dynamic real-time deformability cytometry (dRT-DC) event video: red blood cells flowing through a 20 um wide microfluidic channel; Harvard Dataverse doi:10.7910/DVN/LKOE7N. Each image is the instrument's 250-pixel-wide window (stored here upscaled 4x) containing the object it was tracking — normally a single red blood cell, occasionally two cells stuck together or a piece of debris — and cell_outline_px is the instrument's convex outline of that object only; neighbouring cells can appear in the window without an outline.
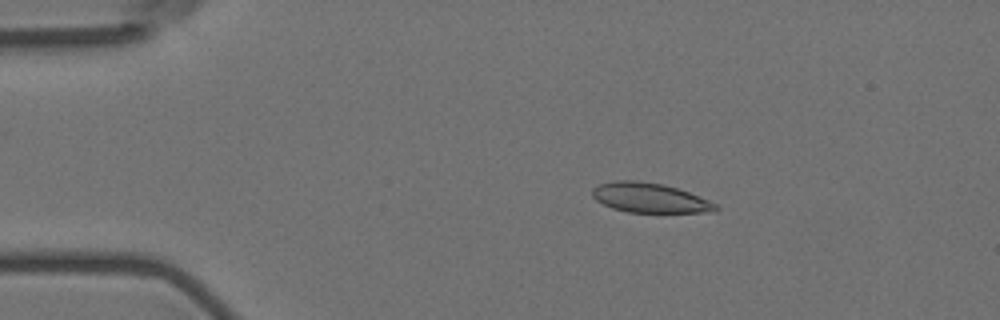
{"species": "Egyptian fruit bat (a non-hibernating species)", "species_latin": "Rousettus aegyptiacus", "temperature_condition": "room temperature", "stored_images_in_passage": 49, "camera_frame_rate_fps": 3000, "um_per_image_px": 0.085, "animal": {"sex": "female"}, "frame": {"image": 1, "passage_image": 3, "time_ms": 0.667, "image_size_px": [1000, 320], "cell_outline_px": [[720, 208], [716, 212], [628, 212], [612, 208], [596, 200], [592, 196], [592, 188], [600, 184], [616, 180], [636, 180], [660, 184], [676, 188], [688, 192], [708, 200], [716, 204]], "centroid_in_image_um": [55.22, 16.82], "position_along_channel_um": 29.8, "area_um2": 21.15}}
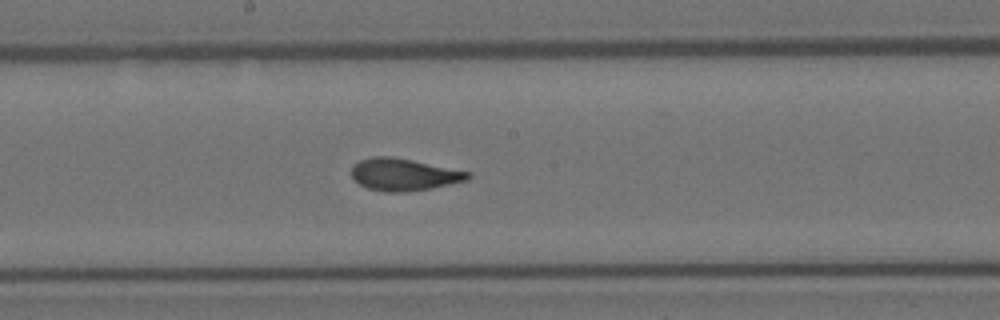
{"frame": {"image": 2, "passage_image": 23, "time_ms": 7.333, "image_size_px": [1000, 320], "cell_outline_px": [[472, 176], [468, 180], [432, 188], [408, 192], [384, 192], [368, 188], [360, 184], [352, 176], [352, 164], [360, 160], [376, 156], [392, 156], [472, 172]], "centroid_in_image_um": [34.35, 14.84], "position_along_channel_um": 213.8, "area_um2": 21.91}}
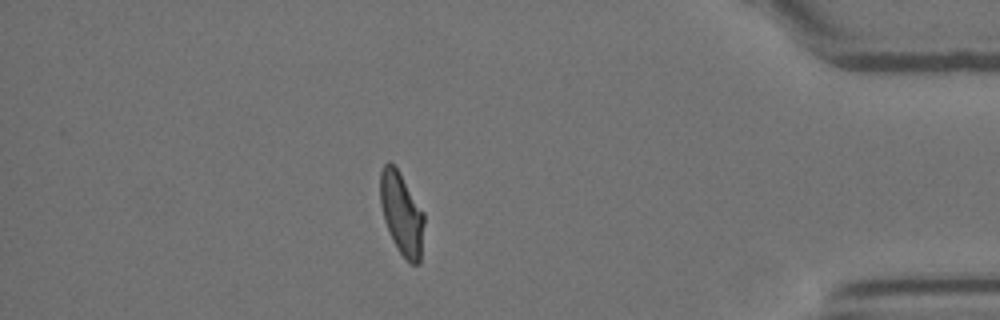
{"frame": {"image": 3, "passage_image": 42, "time_ms": 13.667, "image_size_px": [1000, 320], "cell_outline_px": [[424, 224], [420, 264], [412, 264], [400, 252], [392, 240], [384, 220], [380, 204], [380, 172], [384, 164], [388, 160], [396, 168], [424, 212]], "centroid_in_image_um": [34.13, 18.16], "position_along_channel_um": 401.1, "area_um2": 20.87}, "authors_computed_cell_mechanics": {"area_um2": 21.7328, "velocity_mm_per_s": 3.5837, "shape_relaxation_time_tau1_ms": 5.2473, "shape_relaxation_time_tau2_ms": 1.1202, "deformation_change_tau1": 0.1698, "deformation_change_tau2": 0.0615}}